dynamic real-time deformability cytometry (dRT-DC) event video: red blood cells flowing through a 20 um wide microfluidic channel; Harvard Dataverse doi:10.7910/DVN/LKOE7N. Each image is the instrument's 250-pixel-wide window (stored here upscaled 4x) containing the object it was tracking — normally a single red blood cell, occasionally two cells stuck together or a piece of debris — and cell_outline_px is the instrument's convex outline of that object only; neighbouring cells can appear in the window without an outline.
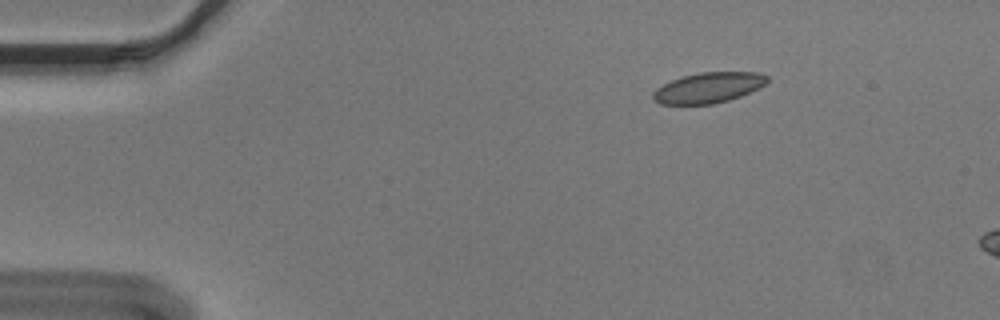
{"species": "Egyptian fruit bat (a non-hibernating species)", "species_latin": "Rousettus aegyptiacus", "temperature_condition": "cold", "stored_images_in_passage": 6, "camera_frame_rate_fps": 3000, "um_per_image_px": 0.085, "animal": {"sex": "male"}, "frame": {"image": 1, "passage_image": 1, "time_ms": 0.0, "image_size_px": [1000, 320], "cell_outline_px": [[768, 80], [760, 88], [740, 96], [728, 100], [712, 104], [660, 104], [652, 100], [652, 92], [656, 88], [680, 76], [696, 72], [760, 72], [768, 76]], "centroid_in_image_um": [60.19, 7.44], "position_along_channel_um": 24.8, "area_um2": 20.46}}